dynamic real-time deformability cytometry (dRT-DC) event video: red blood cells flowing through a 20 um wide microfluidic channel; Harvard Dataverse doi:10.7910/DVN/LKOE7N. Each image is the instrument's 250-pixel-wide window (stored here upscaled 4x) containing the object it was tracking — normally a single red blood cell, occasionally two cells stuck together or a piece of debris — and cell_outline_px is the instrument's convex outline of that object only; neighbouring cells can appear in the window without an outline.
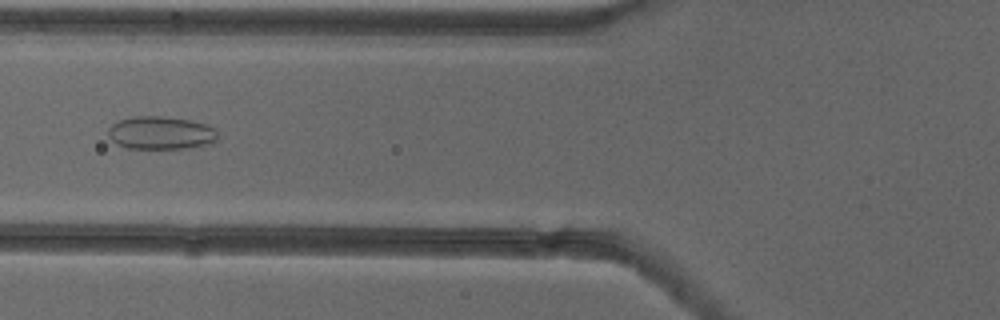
{"species": "common noctule bat (a hibernating species)", "species_latin": "Nyctalus noctula", "temperature_condition": "cold", "stored_images_in_passage": 53, "camera_frame_rate_fps": 3000, "um_per_image_px": 0.085, "animal": {"sex": "female"}, "frame": {"image": 1, "passage_image": 21, "time_ms": 6.667, "image_size_px": [1000, 320], "cell_outline_px": [[216, 140], [212, 144], [188, 148], [128, 148], [116, 144], [108, 136], [108, 128], [112, 124], [120, 120], [136, 116], [164, 116], [188, 120], [204, 124], [216, 128]], "centroid_in_image_um": [13.67, 11.3], "position_along_channel_um": 112.1, "area_um2": 21.04}}
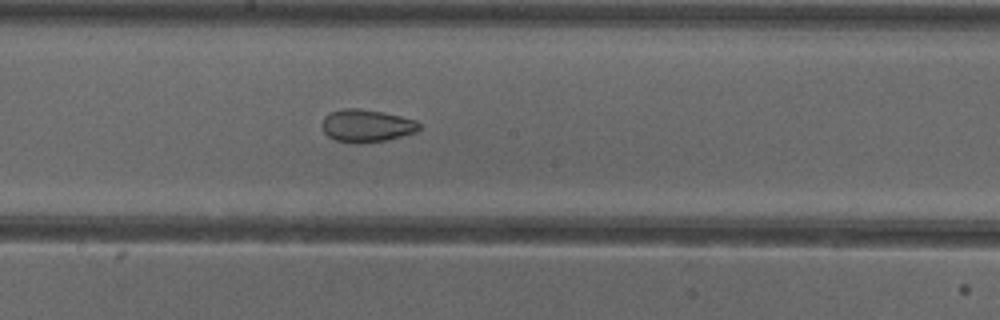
{"frame": {"image": 2, "passage_image": 29, "time_ms": 9.333, "image_size_px": [1000, 320], "cell_outline_px": [[420, 128], [416, 132], [388, 140], [336, 140], [328, 136], [324, 132], [320, 124], [324, 116], [328, 112], [344, 108], [360, 108], [384, 112], [416, 120], [420, 124]], "centroid_in_image_um": [31.15, 10.62], "position_along_channel_um": 217.1, "area_um2": 18.03}}
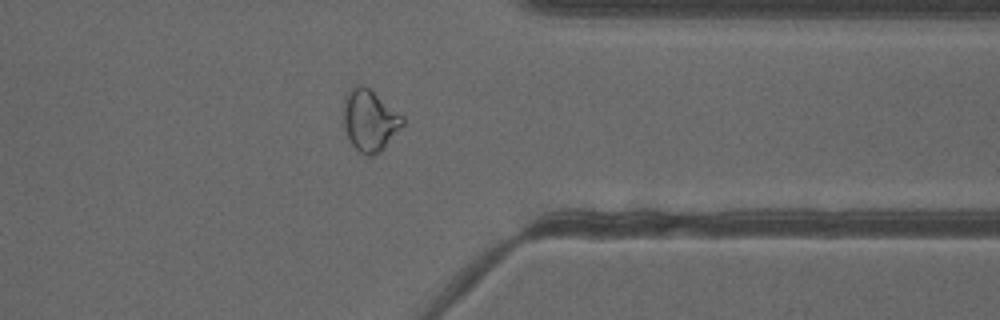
{"frame": {"image": 3, "passage_image": 42, "time_ms": 13.667, "image_size_px": [1000, 320], "cell_outline_px": [[404, 124], [384, 148], [376, 156], [368, 156], [360, 152], [352, 144], [344, 128], [344, 96], [356, 84], [364, 84], [404, 116]], "centroid_in_image_um": [31.44, 10.23], "position_along_channel_um": 380.0, "area_um2": 21.21}}